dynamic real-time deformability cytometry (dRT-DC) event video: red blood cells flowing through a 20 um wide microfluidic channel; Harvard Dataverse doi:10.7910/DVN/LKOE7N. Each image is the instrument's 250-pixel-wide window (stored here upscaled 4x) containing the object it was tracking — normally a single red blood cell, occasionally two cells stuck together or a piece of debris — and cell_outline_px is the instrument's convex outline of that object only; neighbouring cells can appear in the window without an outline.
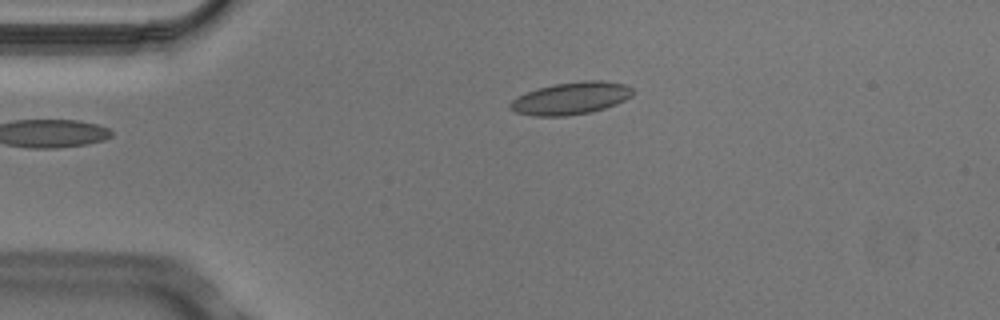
{"species": "Egyptian fruit bat (a non-hibernating species)", "species_latin": "Rousettus aegyptiacus", "temperature_condition": "cold", "stored_images_in_passage": 5, "camera_frame_rate_fps": 3000, "um_per_image_px": 0.085, "animal": {"sex": "male"}, "frame": {"image": 1, "passage_image": 5, "time_ms": 1.333, "image_size_px": [1000, 320], "cell_outline_px": [[632, 96], [616, 104], [592, 112], [564, 116], [532, 116], [516, 112], [508, 108], [508, 104], [512, 100], [536, 88], [552, 84], [584, 80], [600, 80], [624, 84], [632, 88]], "centroid_in_image_um": [48.51, 8.35], "position_along_channel_um": 36.5, "area_um2": 23.12}}